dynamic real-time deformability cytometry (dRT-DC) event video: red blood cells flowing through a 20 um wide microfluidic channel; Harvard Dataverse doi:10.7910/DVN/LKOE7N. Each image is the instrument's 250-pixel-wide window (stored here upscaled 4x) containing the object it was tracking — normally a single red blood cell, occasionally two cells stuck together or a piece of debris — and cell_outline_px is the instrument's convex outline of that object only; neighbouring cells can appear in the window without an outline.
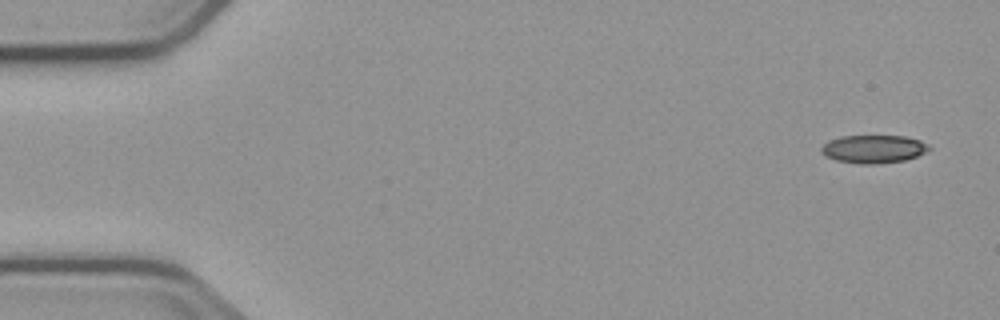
{"species": "common noctule bat (a hibernating species)", "species_latin": "Nyctalus noctula", "temperature_condition": "cold", "stored_images_in_passage": 6, "camera_frame_rate_fps": 3000, "um_per_image_px": 0.085, "animal": {"sex": "male", "body_mass_g": 23.1, "forearm_length_mm": 52.7}, "frame": {"image": 1, "passage_image": 1, "time_ms": 0.0, "image_size_px": [1000, 320], "cell_outline_px": [[932, 148], [928, 152], [904, 160], [872, 164], [864, 164], [836, 160], [820, 152], [820, 148], [828, 140], [840, 136], [904, 136], [920, 140], [928, 144]], "centroid_in_image_um": [74.27, 12.65], "position_along_channel_um": 10.7, "area_um2": 17.57}}
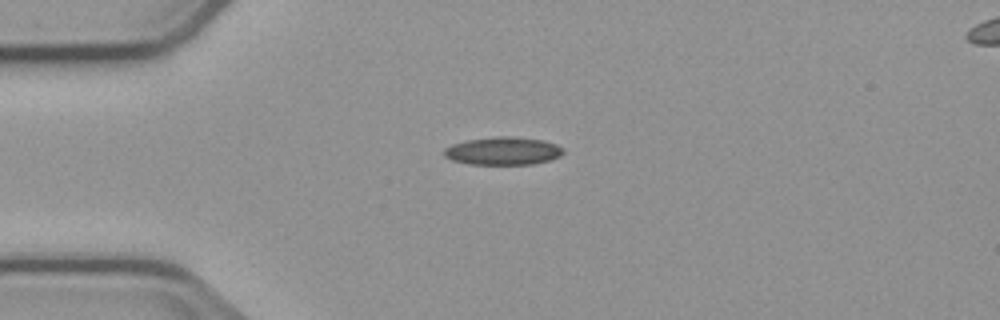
{"frame": {"image": 2, "passage_image": 4, "time_ms": 3.667, "image_size_px": [1000, 320], "cell_outline_px": [[564, 152], [560, 156], [552, 160], [532, 164], [468, 164], [452, 160], [444, 156], [444, 148], [452, 144], [468, 140], [500, 136], [512, 136], [544, 140], [556, 144], [564, 148]], "centroid_in_image_um": [42.79, 12.83], "position_along_channel_um": 42.2, "area_um2": 19.48}}
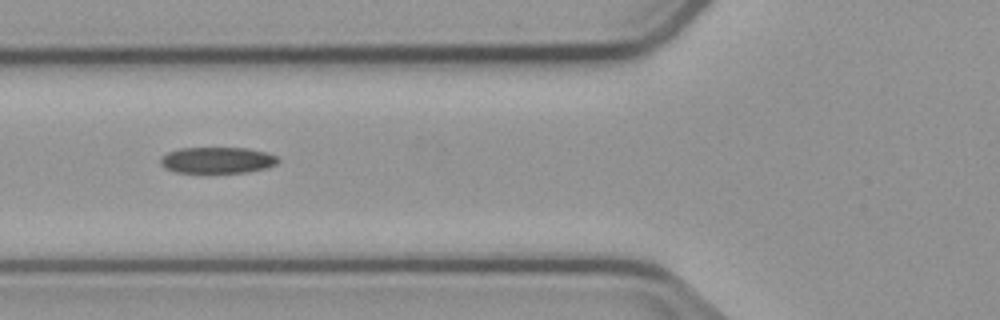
{"frame": {"image": 3, "passage_image": 6, "time_ms": 6.0, "image_size_px": [1000, 320], "cell_outline_px": [[280, 160], [276, 164], [264, 168], [248, 172], [176, 172], [164, 168], [160, 164], [160, 160], [168, 152], [180, 148], [248, 148], [264, 152], [276, 156]], "centroid_in_image_um": [18.46, 13.61], "position_along_channel_um": 107.3, "area_um2": 17.74}}